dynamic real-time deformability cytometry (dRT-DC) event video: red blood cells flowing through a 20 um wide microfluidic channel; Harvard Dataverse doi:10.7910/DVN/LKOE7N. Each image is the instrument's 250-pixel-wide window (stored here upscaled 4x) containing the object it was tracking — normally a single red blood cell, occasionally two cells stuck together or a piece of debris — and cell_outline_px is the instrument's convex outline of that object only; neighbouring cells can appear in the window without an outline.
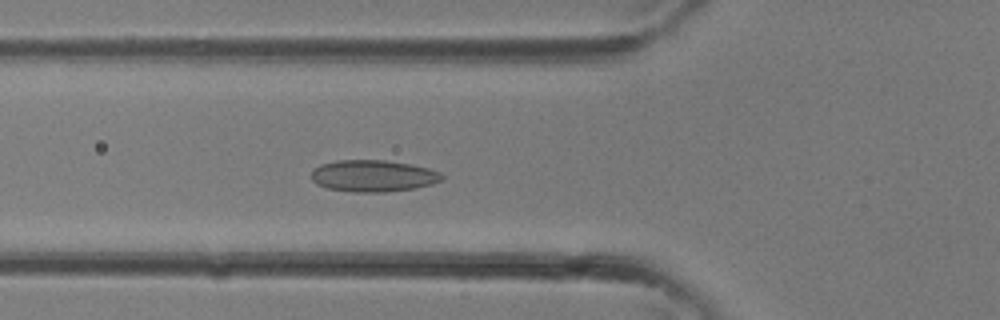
{"species": "common noctule bat (a hibernating species)", "species_latin": "Nyctalus noctula", "temperature_condition": "room temperature", "stored_images_in_passage": 30, "camera_frame_rate_fps": 3000, "um_per_image_px": 0.085, "animal": {"sex": "female"}, "frame": {"image": 1, "passage_image": 12, "time_ms": 3.667, "image_size_px": [1000, 320], "cell_outline_px": [[444, 180], [432, 184], [416, 188], [384, 192], [352, 192], [328, 188], [316, 184], [312, 180], [312, 172], [320, 164], [336, 160], [384, 160], [412, 164], [428, 168], [440, 172], [444, 176]], "centroid_in_image_um": [31.75, 14.95], "position_along_channel_um": 94.0, "area_um2": 24.28}}
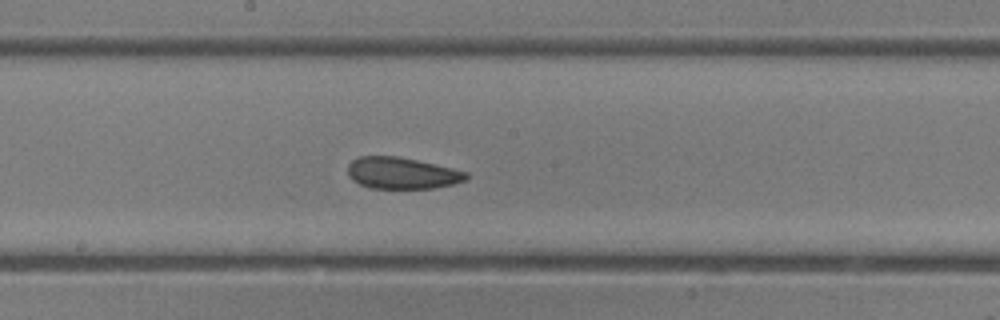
{"frame": {"image": 2, "passage_image": 18, "time_ms": 5.667, "image_size_px": [1000, 320], "cell_outline_px": [[468, 180], [452, 184], [432, 188], [372, 188], [360, 184], [352, 180], [348, 176], [348, 164], [352, 160], [360, 156], [396, 156], [416, 160], [452, 168], [468, 172]], "centroid_in_image_um": [34.15, 14.71], "position_along_channel_um": 214.0, "area_um2": 21.68}}
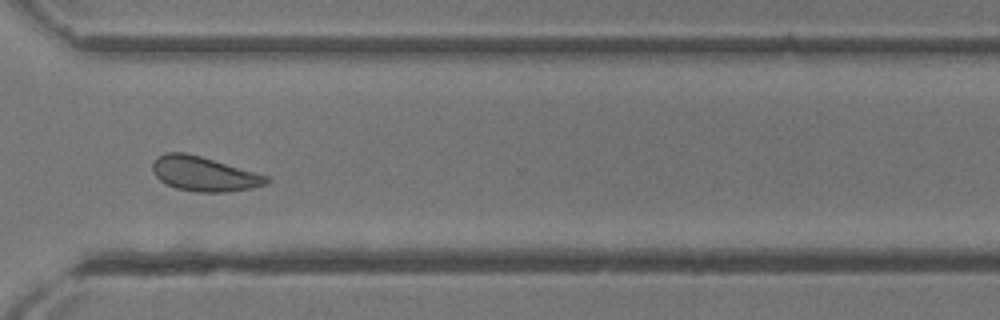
{"frame": {"image": 3, "passage_image": 25, "time_ms": 8.0, "image_size_px": [1000, 320], "cell_outline_px": [[272, 180], [268, 184], [252, 188], [224, 192], [196, 192], [176, 188], [160, 180], [152, 172], [152, 164], [156, 156], [164, 152], [184, 152], [200, 156], [268, 176]], "centroid_in_image_um": [17.33, 14.78], "position_along_channel_um": 353.3, "area_um2": 22.95}}